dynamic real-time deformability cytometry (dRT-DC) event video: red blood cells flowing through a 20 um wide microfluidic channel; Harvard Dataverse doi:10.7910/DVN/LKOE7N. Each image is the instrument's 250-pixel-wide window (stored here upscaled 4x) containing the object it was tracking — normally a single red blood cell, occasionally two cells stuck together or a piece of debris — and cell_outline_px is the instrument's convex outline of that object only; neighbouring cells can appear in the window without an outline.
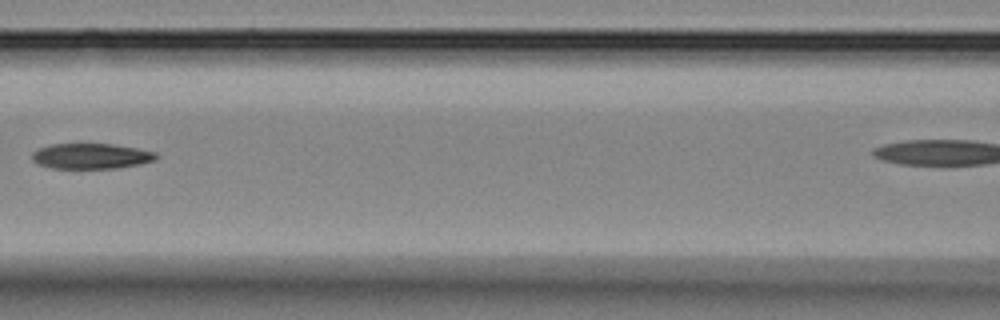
{"species": "Egyptian fruit bat (a non-hibernating species)", "species_latin": "Rousettus aegyptiacus", "temperature_condition": "room temperature", "stored_images_in_passage": 9, "segment_of_instrument_passage": [2, 2], "camera_frame_rate_fps": 3000, "um_per_image_px": 0.085, "animal": {"sex": "female"}, "frame": {"image": 1, "passage_image": 6, "time_ms": 6.333, "image_size_px": [1000, 320], "cell_outline_px": [[160, 156], [156, 160], [140, 164], [116, 168], [52, 168], [40, 164], [32, 160], [32, 152], [36, 148], [48, 144], [112, 144], [136, 148], [156, 152]], "centroid_in_image_um": [7.75, 13.26], "position_along_channel_um": 158.9, "area_um2": 18.5}}
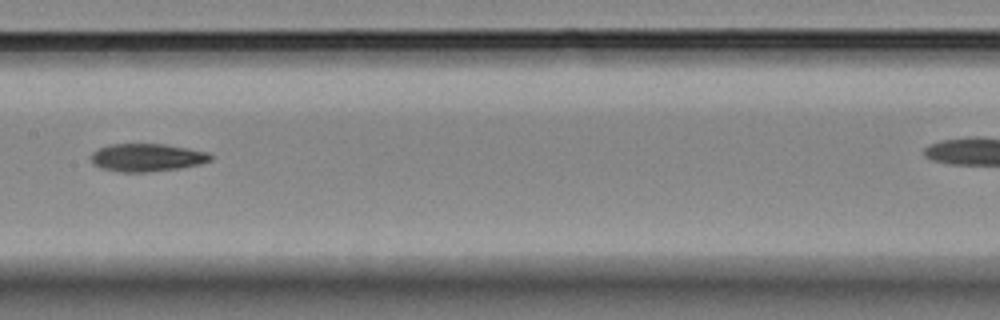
{"frame": {"image": 2, "passage_image": 7, "time_ms": 7.333, "image_size_px": [1000, 320], "cell_outline_px": [[212, 160], [200, 164], [180, 168], [148, 172], [120, 172], [100, 168], [92, 164], [92, 152], [108, 144], [164, 144], [188, 148], [208, 152], [212, 156]], "centroid_in_image_um": [12.49, 13.39], "position_along_channel_um": 194.9, "area_um2": 19.48}}